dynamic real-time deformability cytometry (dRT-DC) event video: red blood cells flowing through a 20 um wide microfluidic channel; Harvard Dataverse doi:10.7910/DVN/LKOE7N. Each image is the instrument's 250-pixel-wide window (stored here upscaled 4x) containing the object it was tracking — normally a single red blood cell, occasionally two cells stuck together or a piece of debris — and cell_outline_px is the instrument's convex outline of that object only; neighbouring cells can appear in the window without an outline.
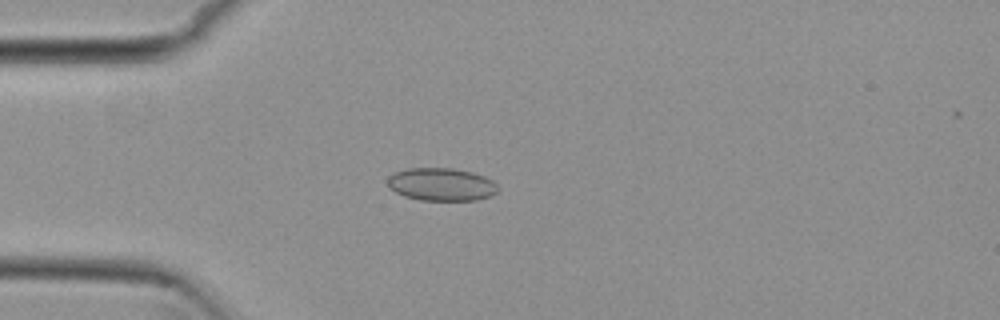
{"species": "common noctule bat (a hibernating species)", "species_latin": "Nyctalus noctula", "temperature_condition": "cold", "stored_images_in_passage": 54, "camera_frame_rate_fps": 3000, "um_per_image_px": 0.085, "animal": {"sex": "female", "body_mass_g": 29.2, "forearm_length_mm": 56.3}, "frame": {"image": 1, "passage_image": 15, "time_ms": 4.667, "image_size_px": [1000, 320], "cell_outline_px": [[500, 188], [496, 192], [488, 196], [476, 200], [420, 200], [404, 196], [396, 192], [388, 184], [388, 176], [392, 172], [408, 168], [452, 168], [472, 172], [484, 176], [492, 180]], "centroid_in_image_um": [37.51, 15.66], "position_along_channel_um": 47.5, "area_um2": 21.1}}
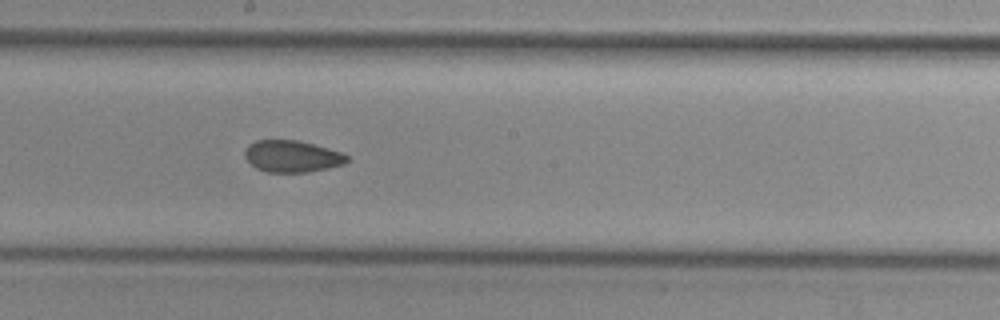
{"frame": {"image": 2, "passage_image": 30, "time_ms": 9.667, "image_size_px": [1000, 320], "cell_outline_px": [[348, 160], [344, 164], [328, 168], [308, 172], [268, 172], [256, 168], [244, 156], [244, 152], [248, 144], [256, 140], [296, 140], [328, 148], [340, 152], [348, 156]], "centroid_in_image_um": [24.81, 13.29], "position_along_channel_um": 223.4, "area_um2": 18.79}}
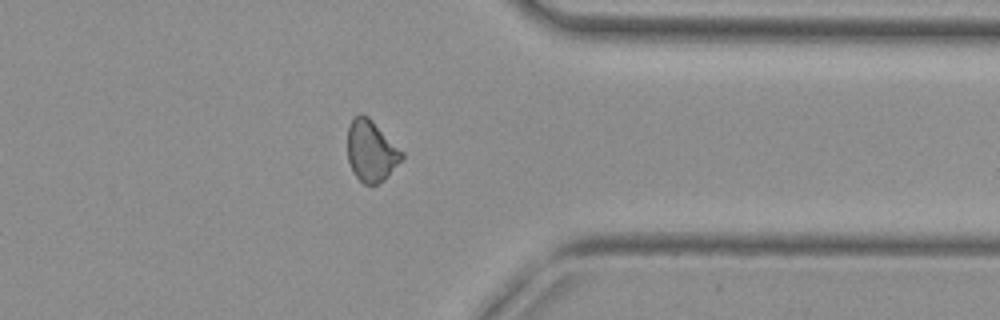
{"frame": {"image": 3, "passage_image": 43, "time_ms": 14.0, "image_size_px": [1000, 320], "cell_outline_px": [[404, 156], [388, 176], [384, 180], [376, 184], [364, 184], [352, 172], [348, 160], [348, 124], [360, 112], [368, 116], [404, 152]], "centroid_in_image_um": [31.54, 12.82], "position_along_channel_um": 379.9, "area_um2": 19.36}, "authors_computed_cell_mechanics": {"area_um2": 19.7965, "velocity_mm_per_s": 3.8126, "shape_relaxation_time_tau1_ms": null, "shape_relaxation_time_tau2_ms": 2.6906, "deformation_change_tau1": null, "deformation_change_tau2": 0.059}}